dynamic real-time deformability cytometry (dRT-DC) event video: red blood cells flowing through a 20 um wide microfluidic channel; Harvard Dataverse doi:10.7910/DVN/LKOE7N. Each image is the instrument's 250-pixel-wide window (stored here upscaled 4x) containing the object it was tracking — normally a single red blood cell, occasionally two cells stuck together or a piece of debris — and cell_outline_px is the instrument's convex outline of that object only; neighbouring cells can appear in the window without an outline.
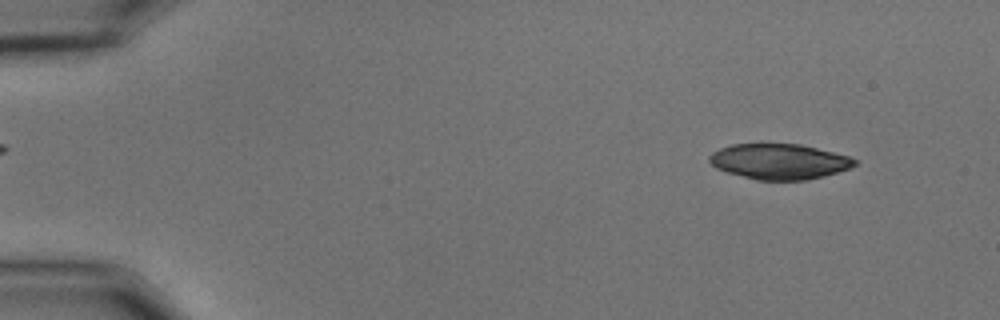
{"species": "common noctule bat (a hibernating species)", "species_latin": "Nyctalus noctula", "temperature_condition": "cold", "stored_images_in_passage": 54, "camera_frame_rate_fps": 3000, "um_per_image_px": 0.085, "animal": {"sex": "male", "body_mass_g": 15.6}, "frame": {"image": 1, "passage_image": 5, "time_ms": 1.333, "image_size_px": [1000, 320], "cell_outline_px": [[856, 164], [848, 168], [824, 176], [808, 180], [756, 180], [728, 172], [716, 168], [708, 160], [708, 156], [712, 152], [720, 148], [732, 144], [800, 144], [848, 156], [856, 160]], "centroid_in_image_um": [66.2, 13.73], "position_along_channel_um": 18.8, "area_um2": 29.77}}